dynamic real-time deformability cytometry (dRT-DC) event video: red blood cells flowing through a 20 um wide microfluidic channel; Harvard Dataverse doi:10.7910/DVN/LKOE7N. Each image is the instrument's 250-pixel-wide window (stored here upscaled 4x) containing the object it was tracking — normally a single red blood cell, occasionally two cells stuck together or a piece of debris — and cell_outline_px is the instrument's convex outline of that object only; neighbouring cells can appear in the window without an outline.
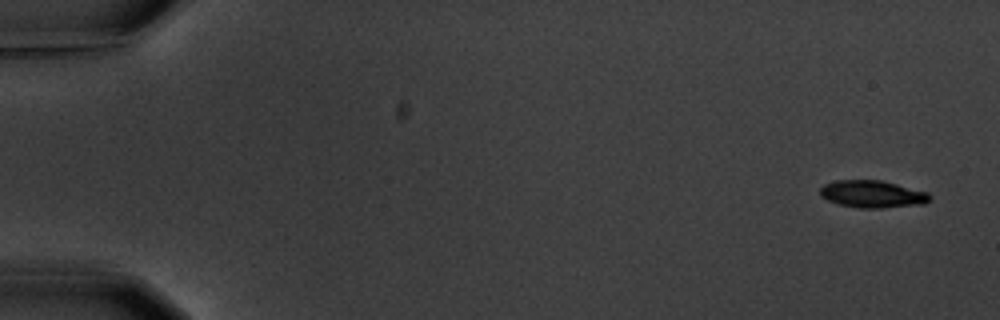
{"species": "common noctule bat (a hibernating species)", "species_latin": "Nyctalus noctula", "temperature_condition": "warm", "stored_images_in_passage": 5, "camera_frame_rate_fps": 3000, "um_per_image_px": 0.085, "animal": {"sex": "male", "body_mass_g": 20.1, "forearm_length_mm": 53.5}, "frame": {"image": 1, "passage_image": 1, "time_ms": 0.0, "image_size_px": [1000, 320], "cell_outline_px": [[932, 196], [924, 204], [880, 208], [860, 208], [840, 204], [828, 200], [820, 196], [820, 188], [824, 184], [836, 180], [880, 180], [928, 192]], "centroid_in_image_um": [74.15, 16.49], "position_along_channel_um": 10.9, "area_um2": 17.34}}
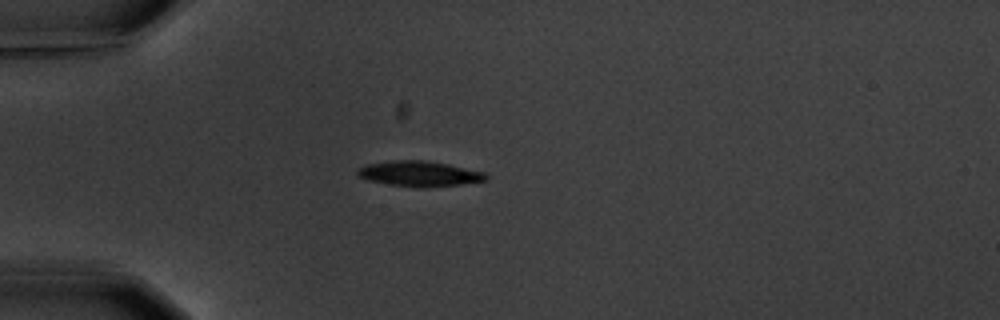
{"frame": {"image": 2, "passage_image": 5, "time_ms": 4.667, "image_size_px": [1000, 320], "cell_outline_px": [[488, 180], [460, 184], [424, 188], [416, 188], [388, 184], [368, 180], [360, 176], [356, 172], [356, 168], [368, 164], [392, 160], [424, 160], [448, 164], [484, 172], [488, 176]], "centroid_in_image_um": [35.64, 14.77], "position_along_channel_um": 49.4, "area_um2": 19.02}}